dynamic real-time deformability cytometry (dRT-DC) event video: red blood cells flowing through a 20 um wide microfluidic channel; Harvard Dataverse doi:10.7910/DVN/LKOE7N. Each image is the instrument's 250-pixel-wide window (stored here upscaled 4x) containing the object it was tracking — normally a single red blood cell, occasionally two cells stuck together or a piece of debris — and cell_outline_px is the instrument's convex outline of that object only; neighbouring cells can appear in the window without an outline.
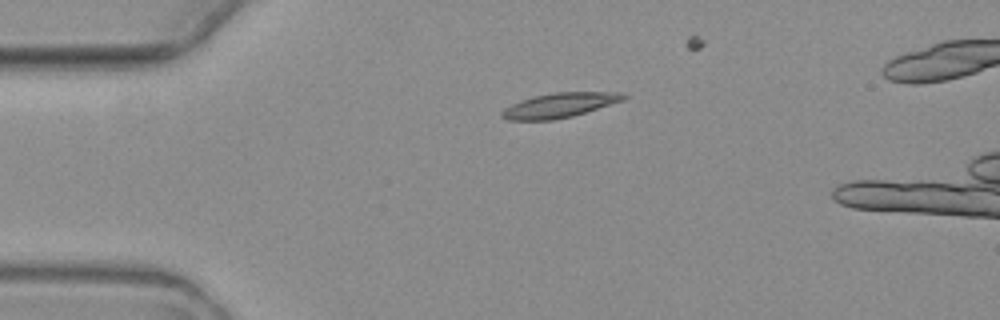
{"species": "common noctule bat (a hibernating species)", "species_latin": "Nyctalus noctula", "temperature_condition": "warm", "stored_images_in_passage": 5, "camera_frame_rate_fps": 3000, "um_per_image_px": 0.085, "animal": {"sex": "female", "body_mass_g": 19.3, "forearm_length_mm": 54.1}, "frame": {"image": 1, "passage_image": 3, "time_ms": 2.667, "image_size_px": [1000, 320], "cell_outline_px": [[628, 96], [624, 100], [572, 116], [552, 120], [508, 120], [500, 116], [500, 112], [504, 108], [520, 100], [532, 96], [556, 92], [624, 92]], "centroid_in_image_um": [47.54, 8.94], "position_along_channel_um": 37.5, "area_um2": 17.51}}